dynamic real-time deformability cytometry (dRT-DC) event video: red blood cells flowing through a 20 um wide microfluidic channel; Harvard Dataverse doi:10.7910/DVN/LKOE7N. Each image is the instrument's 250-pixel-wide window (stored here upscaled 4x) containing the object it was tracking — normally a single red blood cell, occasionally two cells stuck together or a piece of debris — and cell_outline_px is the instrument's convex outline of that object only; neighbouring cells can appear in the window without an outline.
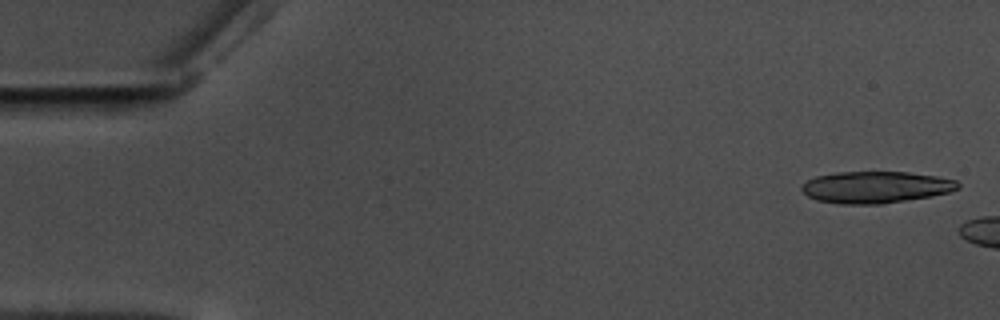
{"species": "common noctule bat (a hibernating species)", "species_latin": "Nyctalus noctula", "temperature_condition": "warm", "stored_images_in_passage": 7, "camera_frame_rate_fps": 3000, "um_per_image_px": 0.085, "animal": {"sex": "male", "body_mass_g": 17.5, "forearm_length_mm": 52.3}, "frame": {"image": 1, "passage_image": 2, "time_ms": 0.333, "image_size_px": [1000, 320], "cell_outline_px": [[960, 188], [948, 192], [932, 196], [880, 204], [840, 204], [816, 200], [808, 196], [800, 188], [808, 180], [816, 176], [836, 172], [908, 172], [936, 176], [956, 180], [960, 184]], "centroid_in_image_um": [74.44, 15.91], "position_along_channel_um": 10.6, "area_um2": 28.84}}